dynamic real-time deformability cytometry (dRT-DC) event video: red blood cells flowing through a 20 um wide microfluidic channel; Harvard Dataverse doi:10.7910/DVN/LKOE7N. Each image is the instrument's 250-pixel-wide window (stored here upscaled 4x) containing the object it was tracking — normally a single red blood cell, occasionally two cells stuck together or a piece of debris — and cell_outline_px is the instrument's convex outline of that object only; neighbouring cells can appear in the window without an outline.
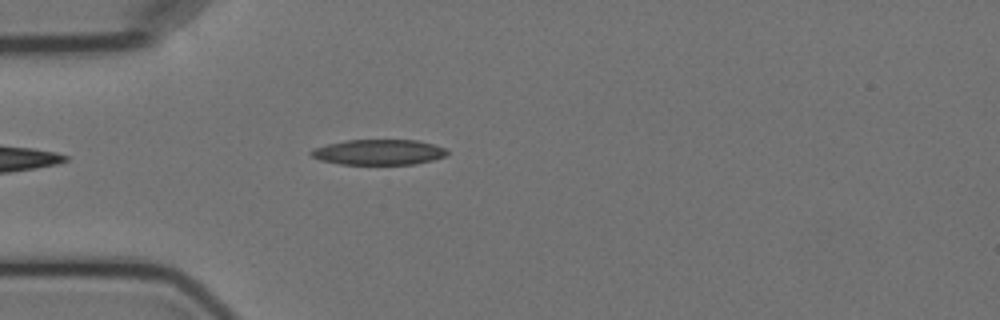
{"species": "Egyptian fruit bat (a non-hibernating species)", "species_latin": "Rousettus aegyptiacus", "temperature_condition": "cold", "stored_images_in_passage": 3, "camera_frame_rate_fps": 3000, "um_per_image_px": 0.085, "animal": {"sex": "female"}, "frame": {"image": 1, "passage_image": 3, "time_ms": 3.0, "image_size_px": [1000, 320], "cell_outline_px": [[448, 152], [444, 156], [432, 160], [416, 164], [340, 164], [320, 160], [312, 156], [308, 152], [312, 148], [328, 144], [348, 140], [420, 140], [444, 148]], "centroid_in_image_um": [32.16, 12.93], "position_along_channel_um": 52.8, "area_um2": 20.06}}